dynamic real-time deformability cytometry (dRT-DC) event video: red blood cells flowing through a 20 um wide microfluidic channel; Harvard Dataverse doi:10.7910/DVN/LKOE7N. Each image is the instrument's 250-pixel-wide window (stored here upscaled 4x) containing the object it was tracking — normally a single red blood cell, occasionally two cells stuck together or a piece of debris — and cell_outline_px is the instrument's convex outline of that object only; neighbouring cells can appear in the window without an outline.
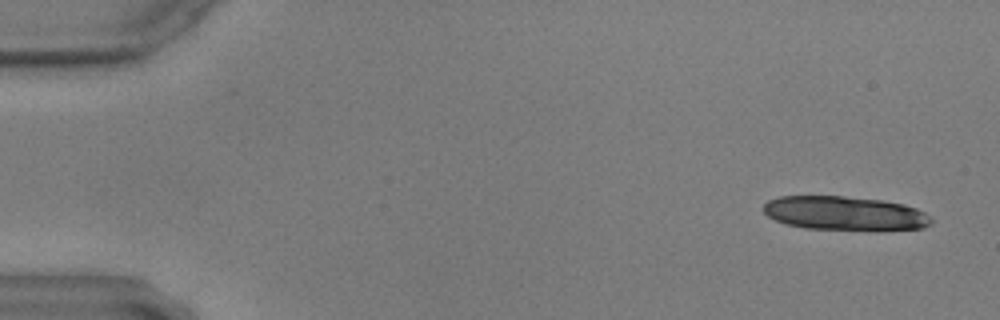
{"species": "common noctule bat (a hibernating species)", "species_latin": "Nyctalus noctula", "temperature_condition": "warm", "stored_images_in_passage": 17, "camera_frame_rate_fps": 3000, "um_per_image_px": 0.085, "animal": {"sex": "male", "body_mass_g": 17.9, "forearm_length_mm": 54.2}, "frame": {"image": 1, "passage_image": 3, "time_ms": 0.667, "image_size_px": [1000, 320], "cell_outline_px": [[932, 224], [924, 228], [876, 232], [804, 228], [788, 224], [776, 220], [768, 216], [764, 212], [764, 204], [768, 200], [780, 196], [844, 196], [880, 200], [904, 204], [916, 208], [924, 212], [932, 220]], "centroid_in_image_um": [71.87, 18.16], "position_along_channel_um": 13.1, "area_um2": 33.99}}